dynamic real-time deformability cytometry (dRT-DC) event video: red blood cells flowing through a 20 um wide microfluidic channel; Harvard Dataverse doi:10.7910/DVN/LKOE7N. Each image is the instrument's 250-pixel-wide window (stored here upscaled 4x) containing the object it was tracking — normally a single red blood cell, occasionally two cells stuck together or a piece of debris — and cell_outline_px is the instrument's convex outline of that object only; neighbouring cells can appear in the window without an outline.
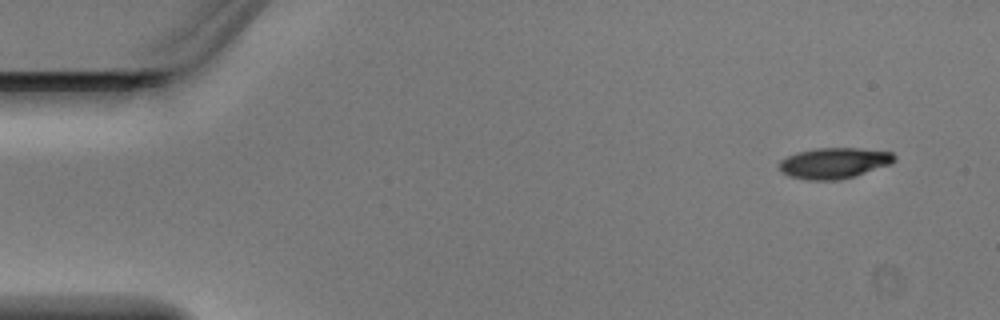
{"species": "Egyptian fruit bat (a non-hibernating species)", "species_latin": "Rousettus aegyptiacus", "temperature_condition": "warm", "stored_images_in_passage": 6, "camera_frame_rate_fps": 3000, "um_per_image_px": 0.085, "animal": {"sex": "male"}, "frame": {"image": 1, "passage_image": 1, "time_ms": 0.0, "image_size_px": [1000, 320], "cell_outline_px": [[896, 160], [888, 164], [856, 176], [840, 180], [808, 180], [788, 176], [780, 168], [780, 160], [796, 152], [816, 148], [860, 148], [892, 152], [896, 156]], "centroid_in_image_um": [70.9, 13.86], "position_along_channel_um": 14.1, "area_um2": 20.63}}
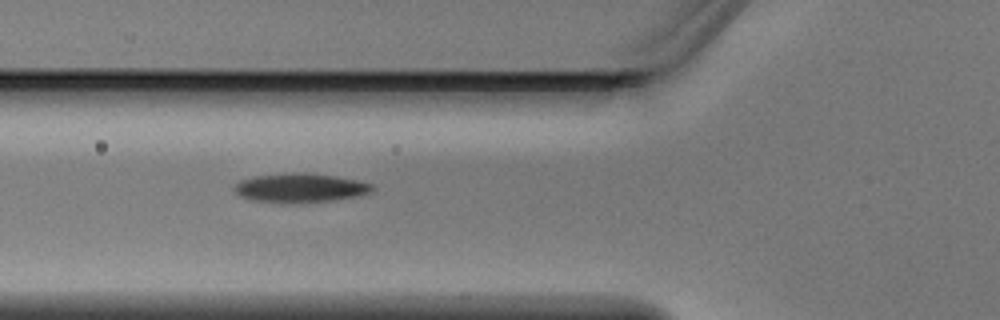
{"frame": {"image": 2, "passage_image": 4, "time_ms": 1.0, "image_size_px": [1000, 320], "cell_outline_px": [[376, 188], [368, 192], [356, 196], [332, 200], [292, 204], [252, 200], [240, 196], [232, 188], [240, 180], [256, 176], [332, 176], [356, 180], [372, 184]], "centroid_in_image_um": [25.49, 16.04], "position_along_channel_um": 100.3, "area_um2": 22.02}}
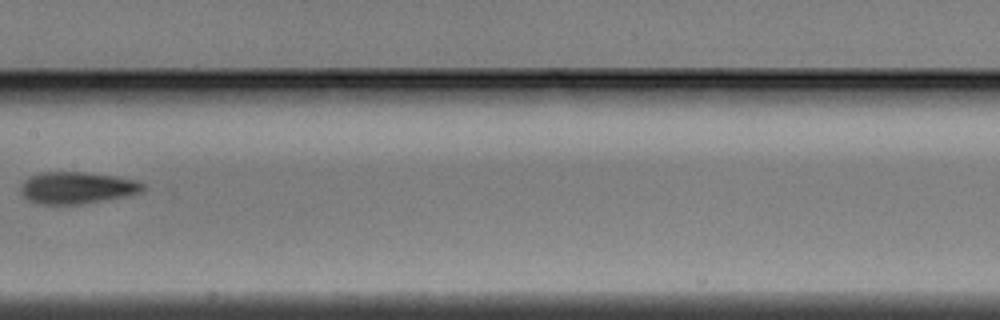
{"frame": {"image": 3, "passage_image": 6, "time_ms": 1.667, "image_size_px": [1000, 320], "cell_outline_px": [[148, 188], [144, 192], [128, 196], [84, 204], [36, 204], [28, 200], [20, 192], [20, 188], [24, 180], [32, 176], [44, 172], [84, 172], [116, 176], [136, 180], [144, 184]], "centroid_in_image_um": [6.61, 15.97], "position_along_channel_um": 200.8, "area_um2": 23.0}}